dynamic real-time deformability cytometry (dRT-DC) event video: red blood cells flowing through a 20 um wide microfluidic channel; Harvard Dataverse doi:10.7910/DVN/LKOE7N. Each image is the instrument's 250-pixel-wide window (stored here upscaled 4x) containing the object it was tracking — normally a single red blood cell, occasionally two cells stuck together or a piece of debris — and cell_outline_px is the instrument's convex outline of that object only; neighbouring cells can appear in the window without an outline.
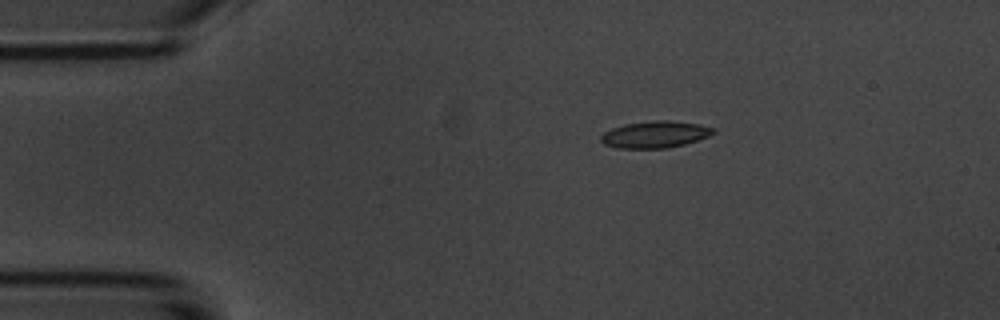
{"species": "common noctule bat (a hibernating species)", "species_latin": "Nyctalus noctula", "temperature_condition": "room temperature", "stored_images_in_passage": 2, "camera_frame_rate_fps": 3000, "um_per_image_px": 0.085, "animal": {"sex": "male", "body_mass_g": 20.1, "forearm_length_mm": 53.5}, "frame": {"image": 1, "passage_image": 1, "time_ms": 0.0, "image_size_px": [1000, 320], "cell_outline_px": [[716, 132], [708, 136], [684, 144], [664, 148], [616, 148], [604, 144], [600, 140], [600, 136], [604, 132], [612, 128], [624, 124], [652, 120], [668, 120], [700, 124], [716, 128]], "centroid_in_image_um": [55.67, 11.42], "position_along_channel_um": 29.3, "area_um2": 17.57}}